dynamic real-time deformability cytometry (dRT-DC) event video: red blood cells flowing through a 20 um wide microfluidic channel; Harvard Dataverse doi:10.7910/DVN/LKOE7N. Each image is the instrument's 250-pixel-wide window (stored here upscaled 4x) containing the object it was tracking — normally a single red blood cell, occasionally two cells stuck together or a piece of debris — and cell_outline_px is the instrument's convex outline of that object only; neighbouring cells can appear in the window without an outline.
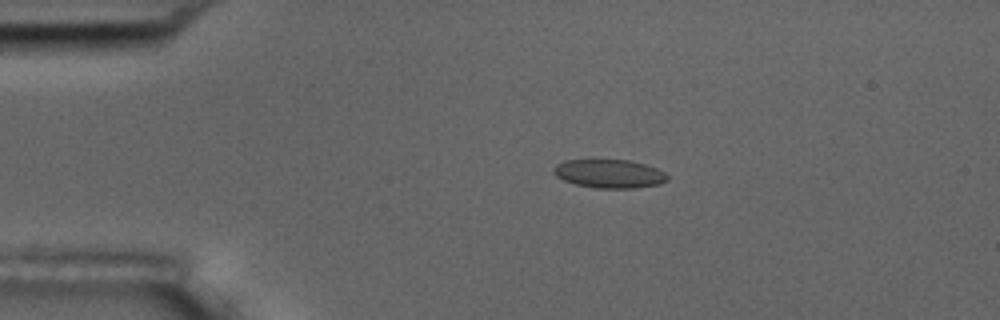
{"species": "common noctule bat (a hibernating species)", "species_latin": "Nyctalus noctula", "temperature_condition": "room temperature", "stored_images_in_passage": 8, "camera_frame_rate_fps": 3000, "um_per_image_px": 0.085, "animal": {"sex": "male", "body_mass_g": 17.5, "forearm_length_mm": 52.3}, "frame": {"image": 1, "passage_image": 1, "time_ms": 0.0, "image_size_px": [1000, 320], "cell_outline_px": [[668, 180], [656, 184], [636, 188], [596, 188], [576, 184], [564, 180], [556, 176], [552, 172], [552, 168], [556, 164], [564, 160], [628, 160], [644, 164], [656, 168], [664, 172], [668, 176]], "centroid_in_image_um": [51.75, 14.76], "position_along_channel_um": 33.2, "area_um2": 18.84}}
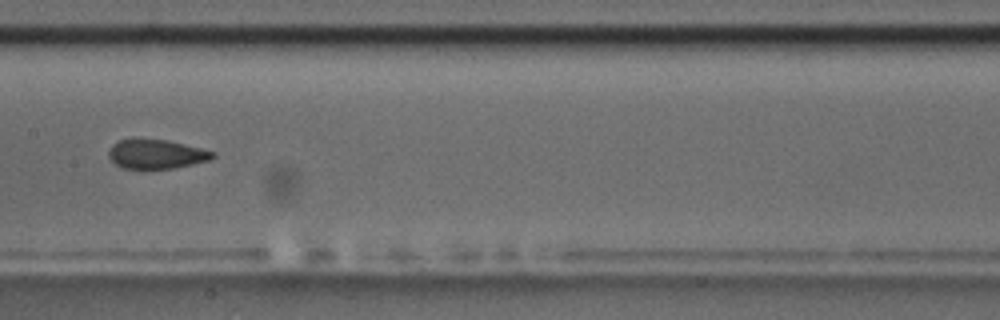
{"frame": {"image": 2, "passage_image": 6, "time_ms": 1.667, "image_size_px": [1000, 320], "cell_outline_px": [[216, 156], [208, 160], [192, 164], [172, 168], [120, 168], [108, 156], [108, 148], [112, 144], [120, 140], [132, 136], [136, 136], [168, 140], [216, 152]], "centroid_in_image_um": [13.22, 13.05], "position_along_channel_um": 194.2, "area_um2": 18.15}}
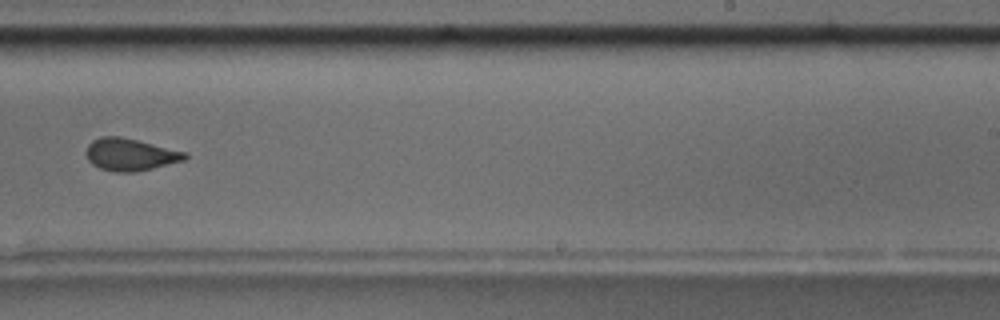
{"frame": {"image": 3, "passage_image": 8, "time_ms": 2.333, "image_size_px": [1000, 320], "cell_outline_px": [[188, 156], [184, 160], [152, 168], [132, 172], [116, 172], [100, 168], [92, 164], [88, 160], [84, 152], [88, 144], [92, 140], [100, 136], [120, 136], [188, 152]], "centroid_in_image_um": [11.04, 13.12], "position_along_channel_um": 278.0, "area_um2": 18.61}}